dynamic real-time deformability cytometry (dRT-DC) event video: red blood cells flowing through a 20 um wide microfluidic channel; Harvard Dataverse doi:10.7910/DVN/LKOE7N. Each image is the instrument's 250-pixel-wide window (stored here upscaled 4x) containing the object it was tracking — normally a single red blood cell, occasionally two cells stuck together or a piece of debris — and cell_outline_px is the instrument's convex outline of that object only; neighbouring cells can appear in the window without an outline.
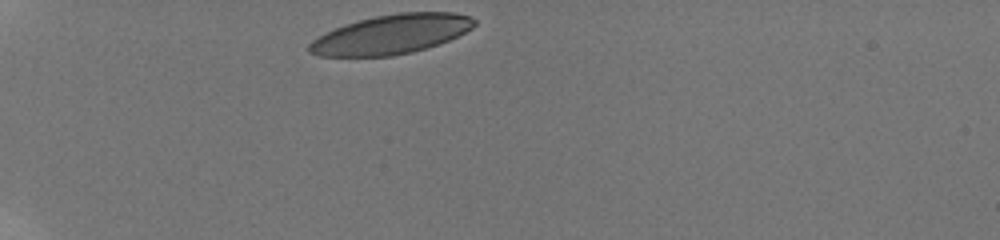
{"species": "human", "species_latin": "Homo sapiens", "temperature_condition": "room temperature", "stored_images_in_passage": 4, "camera_frame_rate_fps": 3000, "um_per_image_px": 0.085, "donor": {"sex": "male"}, "frame": {"image": 1, "passage_image": 1, "time_ms": 0.0, "image_size_px": [1000, 240], "cell_outline_px": [[476, 24], [472, 28], [448, 40], [412, 52], [392, 56], [320, 56], [308, 52], [308, 44], [312, 40], [344, 24], [376, 16], [400, 12], [452, 12], [472, 16], [476, 20]], "centroid_in_image_um": [33.26, 2.91], "position_along_channel_um": 51.7, "area_um2": 37.51}}
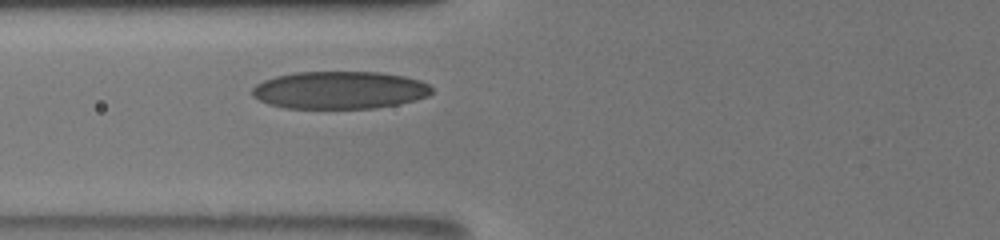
{"frame": {"image": 2, "passage_image": 4, "time_ms": 2.333, "image_size_px": [1000, 240], "cell_outline_px": [[432, 92], [428, 96], [396, 104], [376, 108], [284, 108], [268, 104], [252, 96], [252, 88], [256, 84], [264, 80], [276, 76], [296, 72], [380, 72], [404, 76], [420, 80], [428, 84], [432, 88]], "centroid_in_image_um": [28.85, 7.65], "position_along_channel_um": 97.0, "area_um2": 39.3}}